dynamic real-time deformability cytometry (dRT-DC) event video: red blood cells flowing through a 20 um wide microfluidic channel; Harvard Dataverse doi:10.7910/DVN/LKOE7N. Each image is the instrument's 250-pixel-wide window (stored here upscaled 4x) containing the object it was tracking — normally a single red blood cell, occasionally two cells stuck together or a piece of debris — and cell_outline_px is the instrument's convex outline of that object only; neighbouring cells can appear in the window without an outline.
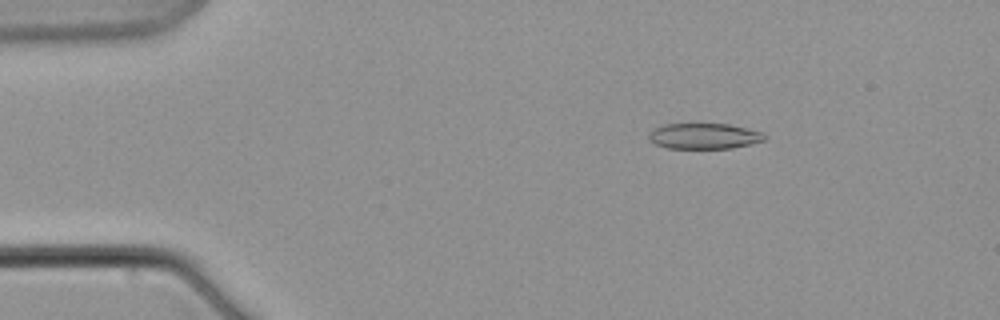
{"species": "common noctule bat (a hibernating species)", "species_latin": "Nyctalus noctula", "temperature_condition": "warm", "stored_images_in_passage": 7, "camera_frame_rate_fps": 3000, "um_per_image_px": 0.085, "animal": {"sex": "male", "body_mass_g": 21.5, "forearm_length_mm": 52.0}, "frame": {"image": 1, "passage_image": 3, "time_ms": 3.667, "image_size_px": [1000, 320], "cell_outline_px": [[768, 136], [764, 140], [732, 148], [668, 148], [656, 144], [648, 140], [648, 136], [652, 128], [664, 124], [728, 124], [764, 132]], "centroid_in_image_um": [59.83, 11.56], "position_along_channel_um": 25.2, "area_um2": 17.34}}
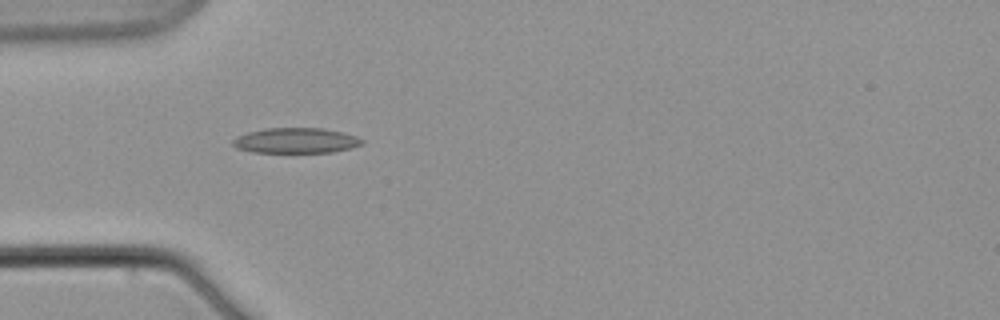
{"frame": {"image": 2, "passage_image": 6, "time_ms": 7.333, "image_size_px": [1000, 320], "cell_outline_px": [[364, 144], [352, 148], [332, 152], [252, 152], [236, 148], [232, 144], [232, 140], [236, 136], [248, 132], [264, 128], [324, 128], [344, 132], [356, 136], [364, 140]], "centroid_in_image_um": [25.16, 11.94], "position_along_channel_um": 59.8, "area_um2": 19.25}}